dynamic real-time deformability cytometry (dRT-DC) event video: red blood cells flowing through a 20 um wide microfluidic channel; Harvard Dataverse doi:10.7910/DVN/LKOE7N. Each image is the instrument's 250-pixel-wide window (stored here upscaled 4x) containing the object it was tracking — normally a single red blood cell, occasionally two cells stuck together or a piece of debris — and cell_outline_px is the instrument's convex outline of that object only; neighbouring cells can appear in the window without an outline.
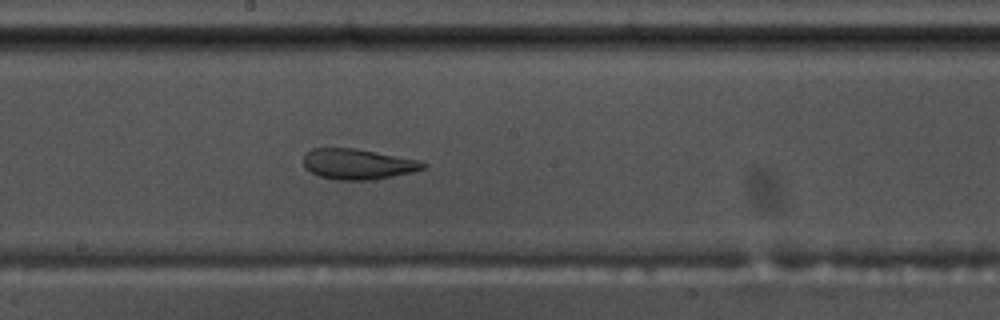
{"species": "common noctule bat (a hibernating species)", "species_latin": "Nyctalus noctula", "temperature_condition": "warm", "stored_images_in_passage": 56, "segment_of_instrument_passage": [1, 2], "camera_frame_rate_fps": 3000, "um_per_image_px": 0.085, "animal": {"sex": "male", "body_mass_g": 17.5, "forearm_length_mm": 52.3}, "frame": {"image": 1, "passage_image": 30, "time_ms": 9.667, "image_size_px": [1000, 320], "cell_outline_px": [[428, 164], [424, 168], [412, 172], [372, 180], [336, 180], [320, 176], [304, 168], [304, 156], [312, 148], [352, 148], [420, 160]], "centroid_in_image_um": [30.41, 13.95], "position_along_channel_um": 217.8, "area_um2": 21.1}}
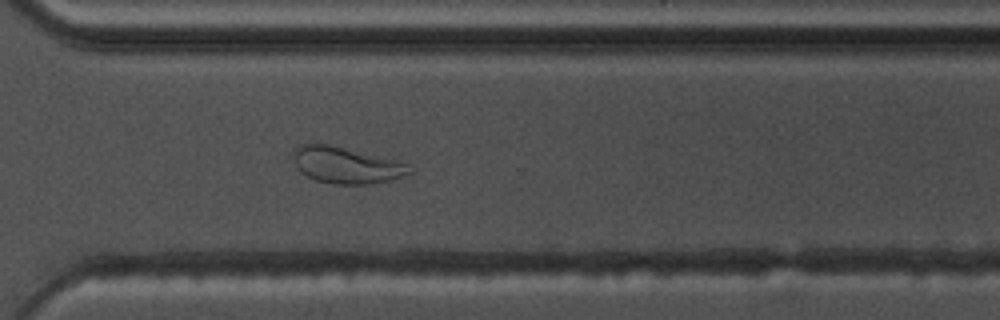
{"frame": {"image": 2, "passage_image": 40, "time_ms": 13.0, "image_size_px": [1000, 320], "cell_outline_px": [[412, 172], [388, 180], [372, 184], [332, 184], [316, 180], [300, 172], [296, 168], [292, 160], [292, 156], [296, 148], [300, 144], [328, 144], [396, 160], [408, 164]], "centroid_in_image_um": [29.37, 14.04], "position_along_channel_um": 341.2, "area_um2": 24.45}}
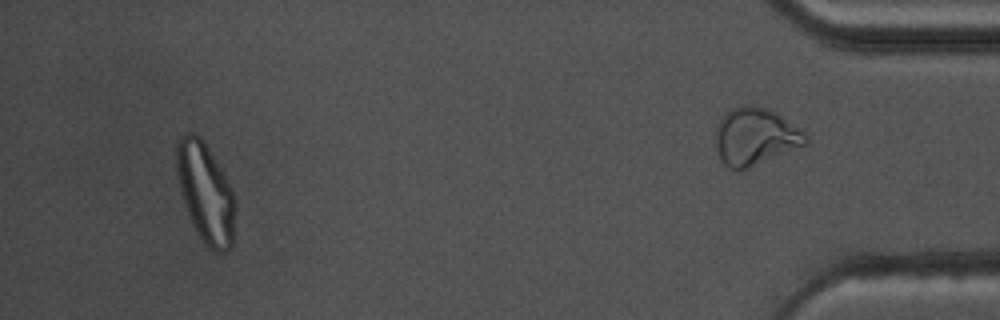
{"frame": {"image": 3, "passage_image": 52, "time_ms": 17.0, "image_size_px": [1000, 320], "cell_outline_px": [[236, 208], [232, 248], [224, 252], [216, 252], [208, 248], [204, 244], [196, 232], [192, 224], [180, 188], [176, 168], [176, 144], [180, 136], [184, 132], [192, 132], [200, 136], [228, 180], [232, 188], [236, 200]], "centroid_in_image_um": [17.49, 16.41], "position_along_channel_um": 417.7, "area_um2": 34.33}}